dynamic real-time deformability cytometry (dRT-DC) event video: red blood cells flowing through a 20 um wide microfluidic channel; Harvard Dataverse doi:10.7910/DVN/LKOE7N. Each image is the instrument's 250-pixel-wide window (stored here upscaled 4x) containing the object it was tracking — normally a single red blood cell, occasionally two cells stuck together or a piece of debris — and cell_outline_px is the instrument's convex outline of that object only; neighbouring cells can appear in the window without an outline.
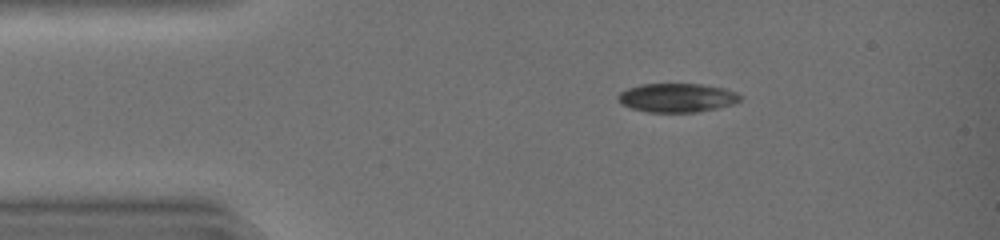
{"species": "common noctule bat (a hibernating species)", "species_latin": "Nyctalus noctula", "temperature_condition": "warm", "stored_images_in_passage": 37, "camera_frame_rate_fps": 3000, "um_per_image_px": 0.085, "animal": {"sex": "female", "body_mass_g": 19.0, "forearm_length_mm": 51.5}, "frame": {"image": 1, "passage_image": 1, "time_ms": 0.0, "image_size_px": [1000, 240], "cell_outline_px": [[740, 100], [732, 104], [716, 108], [696, 112], [648, 112], [632, 108], [620, 104], [616, 100], [616, 96], [620, 92], [628, 88], [640, 84], [700, 84], [724, 88], [736, 92], [740, 96]], "centroid_in_image_um": [57.49, 8.3], "position_along_channel_um": 27.5, "area_um2": 20.52}}
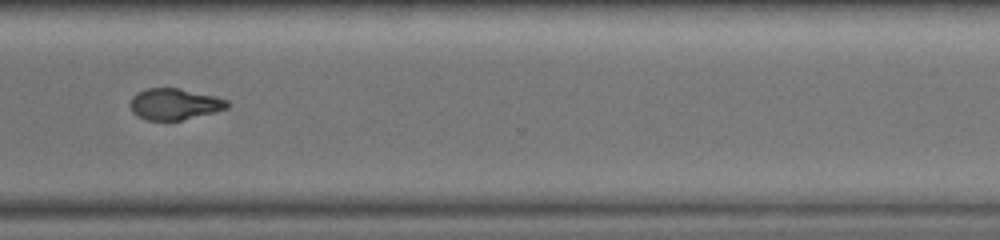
{"frame": {"image": 2, "passage_image": 27, "time_ms": 8.667, "image_size_px": [1000, 240], "cell_outline_px": [[228, 108], [216, 112], [180, 120], [144, 120], [136, 116], [132, 112], [132, 96], [136, 92], [148, 88], [180, 88], [216, 96], [228, 100]], "centroid_in_image_um": [14.84, 8.84], "position_along_channel_um": 355.8, "area_um2": 17.74}}
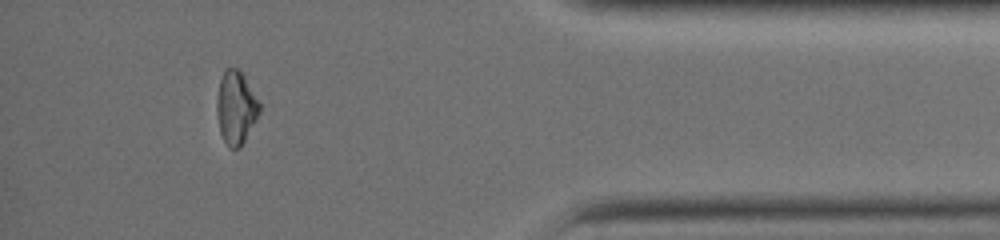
{"frame": {"image": 3, "passage_image": 33, "time_ms": 10.667, "image_size_px": [1000, 240], "cell_outline_px": [[260, 112], [256, 120], [240, 148], [228, 148], [220, 132], [216, 112], [216, 96], [220, 80], [224, 68], [236, 68], [244, 76], [260, 104]], "centroid_in_image_um": [20.03, 9.15], "position_along_channel_um": 415.2, "area_um2": 18.15}, "authors_computed_cell_mechanics": {"area_um2": 20.519, "velocity_mm_per_s": 4.368, "shape_relaxation_time_tau1_ms": 5.6845, "shape_relaxation_time_tau2_ms": 8.318, "deformation_change_tau1": 0.1835, "deformation_change_tau2": 0.133}}